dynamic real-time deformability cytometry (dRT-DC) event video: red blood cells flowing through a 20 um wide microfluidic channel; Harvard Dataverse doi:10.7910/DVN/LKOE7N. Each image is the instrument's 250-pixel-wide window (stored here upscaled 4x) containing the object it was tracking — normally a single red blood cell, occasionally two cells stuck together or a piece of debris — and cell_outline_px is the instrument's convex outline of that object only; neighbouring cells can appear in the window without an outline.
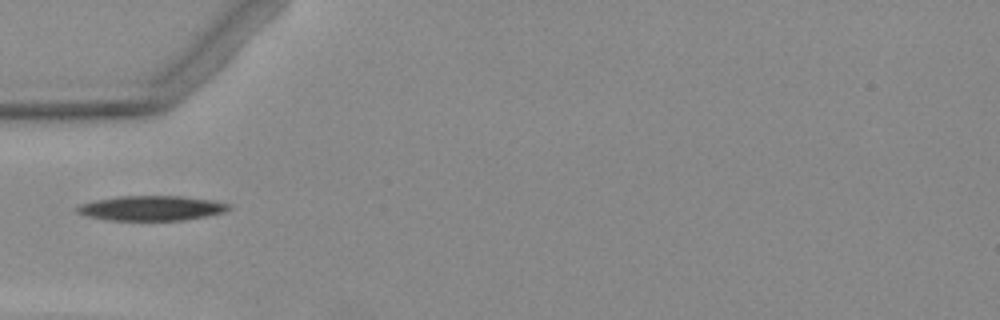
{"species": "Egyptian fruit bat (a non-hibernating species)", "species_latin": "Rousettus aegyptiacus", "temperature_condition": "warm", "stored_images_in_passage": 2, "camera_frame_rate_fps": 3000, "um_per_image_px": 0.085, "animal": {"sex": "female"}, "frame": {"image": 1, "passage_image": 1, "time_ms": 0.0, "image_size_px": [1000, 320], "cell_outline_px": [[232, 208], [224, 212], [184, 220], [108, 220], [88, 216], [76, 212], [76, 208], [80, 204], [92, 200], [120, 196], [180, 196], [212, 200], [232, 204]], "centroid_in_image_um": [12.87, 17.68], "position_along_channel_um": 72.1, "area_um2": 21.96}}
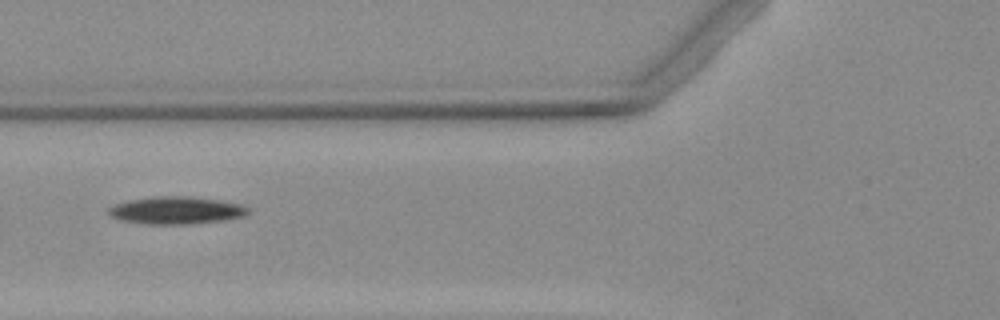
{"frame": {"image": 2, "passage_image": 2, "time_ms": 1.0, "image_size_px": [1000, 320], "cell_outline_px": [[248, 212], [244, 216], [224, 220], [188, 224], [144, 224], [116, 220], [108, 212], [108, 208], [116, 204], [128, 200], [152, 196], [192, 196], [244, 204], [248, 208]], "centroid_in_image_um": [14.96, 17.87], "position_along_channel_um": 110.8, "area_um2": 22.54}}